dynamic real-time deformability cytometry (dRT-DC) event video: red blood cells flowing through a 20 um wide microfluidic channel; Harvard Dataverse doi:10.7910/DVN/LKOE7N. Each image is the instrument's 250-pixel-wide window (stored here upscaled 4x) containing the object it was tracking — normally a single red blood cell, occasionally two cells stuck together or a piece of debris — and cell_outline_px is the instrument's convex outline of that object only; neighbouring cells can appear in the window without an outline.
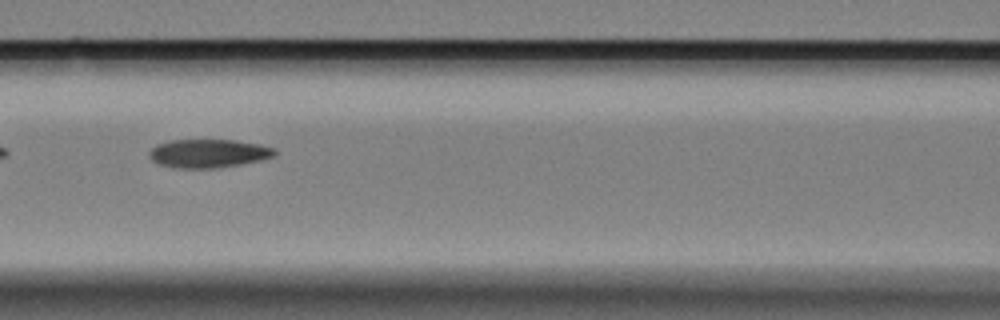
{"species": "Egyptian fruit bat (a non-hibernating species)", "species_latin": "Rousettus aegyptiacus", "temperature_condition": "cold", "stored_images_in_passage": 21, "camera_frame_rate_fps": 3000, "um_per_image_px": 0.085, "animal": {"sex": "female"}, "frame": {"image": 1, "passage_image": 10, "time_ms": 3.0, "image_size_px": [1000, 320], "cell_outline_px": [[276, 152], [272, 156], [260, 160], [240, 164], [216, 168], [172, 168], [160, 164], [152, 160], [148, 156], [148, 152], [152, 148], [160, 144], [172, 140], [232, 140], [260, 144], [276, 148]], "centroid_in_image_um": [17.71, 13.04], "position_along_channel_um": 148.9, "area_um2": 20.69}}